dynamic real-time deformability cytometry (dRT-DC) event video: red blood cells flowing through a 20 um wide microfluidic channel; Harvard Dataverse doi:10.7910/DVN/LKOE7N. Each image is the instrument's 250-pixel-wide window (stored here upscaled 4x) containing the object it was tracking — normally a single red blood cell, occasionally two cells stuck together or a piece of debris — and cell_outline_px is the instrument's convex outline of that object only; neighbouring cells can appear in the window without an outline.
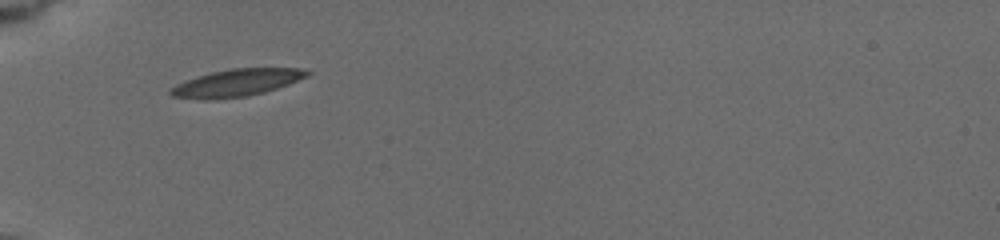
{"species": "common noctule bat (a hibernating species)", "species_latin": "Nyctalus noctula", "temperature_condition": "cold", "stored_images_in_passage": 54, "camera_frame_rate_fps": 3000, "um_per_image_px": 0.085, "animal": {"sex": "female", "body_mass_g": 19.5, "forearm_length_mm": 54.1}, "frame": {"image": 1, "passage_image": 1, "time_ms": 0.0, "image_size_px": [1000, 240], "cell_outline_px": [[312, 72], [308, 76], [288, 84], [264, 92], [244, 96], [204, 100], [172, 96], [168, 92], [168, 88], [176, 84], [196, 76], [212, 72], [232, 68], [296, 68]], "centroid_in_image_um": [20.06, 7.03], "position_along_channel_um": 64.9, "area_um2": 21.5}}
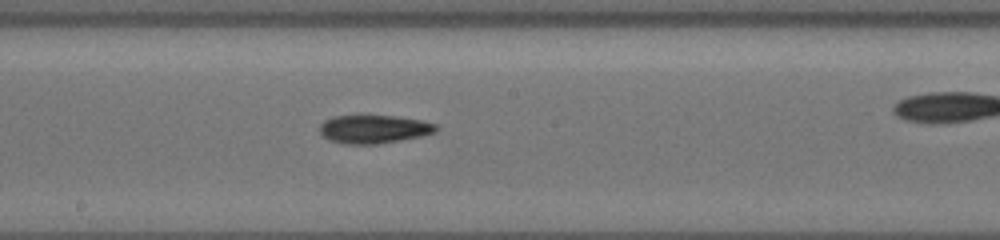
{"frame": {"image": 2, "passage_image": 23, "time_ms": 3.0, "image_size_px": [1000, 240], "cell_outline_px": [[440, 128], [436, 132], [420, 136], [376, 144], [344, 144], [328, 140], [320, 132], [320, 124], [324, 120], [332, 116], [396, 116], [420, 120], [436, 124]], "centroid_in_image_um": [31.77, 10.97], "position_along_channel_um": 216.4, "area_um2": 19.13}}
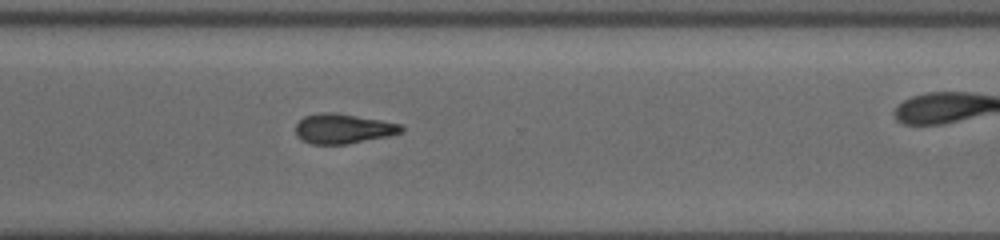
{"frame": {"image": 3, "passage_image": 50, "time_ms": 6.333, "image_size_px": [1000, 240], "cell_outline_px": [[404, 132], [348, 144], [312, 144], [304, 140], [296, 132], [296, 124], [304, 116], [320, 112], [336, 112], [380, 120], [400, 124], [404, 128]], "centroid_in_image_um": [29.17, 10.92], "position_along_channel_um": 341.4, "area_um2": 18.15}}